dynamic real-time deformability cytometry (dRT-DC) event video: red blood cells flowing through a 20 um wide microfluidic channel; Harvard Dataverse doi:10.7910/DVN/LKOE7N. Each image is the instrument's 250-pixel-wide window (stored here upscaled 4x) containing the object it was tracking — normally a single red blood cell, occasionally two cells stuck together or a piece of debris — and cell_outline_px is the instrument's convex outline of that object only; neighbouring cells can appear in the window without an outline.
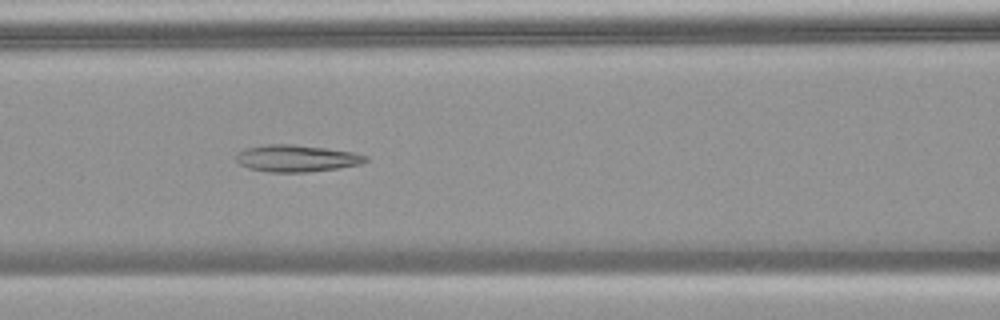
{"species": "common noctule bat (a hibernating species)", "species_latin": "Nyctalus noctula", "temperature_condition": "warm", "stored_images_in_passage": 6, "camera_frame_rate_fps": 3000, "um_per_image_px": 0.085, "animal": {"sex": "female", "body_mass_g": 18.4}, "frame": {"image": 1, "passage_image": 5, "time_ms": 1.333, "image_size_px": [1000, 320], "cell_outline_px": [[368, 160], [360, 164], [336, 168], [304, 172], [268, 172], [248, 168], [240, 164], [236, 160], [236, 152], [244, 148], [264, 144], [292, 144], [324, 148], [352, 152], [368, 156]], "centroid_in_image_um": [25.14, 13.45], "position_along_channel_um": 141.5, "area_um2": 20.23}}
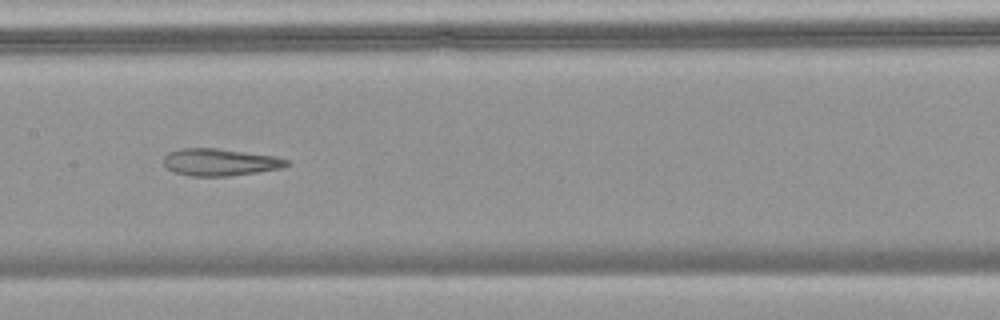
{"frame": {"image": 2, "passage_image": 6, "time_ms": 1.667, "image_size_px": [1000, 320], "cell_outline_px": [[288, 164], [280, 168], [256, 172], [228, 176], [188, 176], [176, 172], [168, 168], [164, 164], [164, 156], [168, 152], [184, 148], [216, 148], [276, 156], [288, 160]], "centroid_in_image_um": [18.67, 13.78], "position_along_channel_um": 188.7, "area_um2": 19.25}}